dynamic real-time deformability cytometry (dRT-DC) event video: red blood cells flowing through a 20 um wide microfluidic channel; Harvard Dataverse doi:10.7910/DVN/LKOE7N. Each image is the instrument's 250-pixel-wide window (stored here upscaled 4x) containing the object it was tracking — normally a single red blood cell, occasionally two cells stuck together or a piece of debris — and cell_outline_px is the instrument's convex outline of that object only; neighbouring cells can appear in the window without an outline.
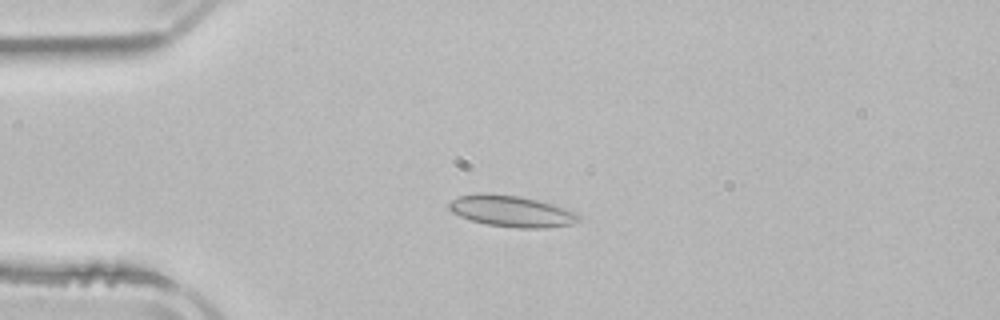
{"species": "common noctule bat (a hibernating species)", "species_latin": "Nyctalus noctula", "temperature_condition": "room temperature", "stored_images_in_passage": 3, "camera_frame_rate_fps": 3000, "um_per_image_px": 0.085, "animal": {"sex": "male", "body_mass_g": 21.5, "forearm_length_mm": 52.0}, "frame": {"image": 1, "passage_image": 3, "time_ms": 2.667, "image_size_px": [1000, 320], "cell_outline_px": [[580, 220], [572, 224], [548, 228], [516, 228], [488, 224], [472, 220], [460, 216], [452, 212], [448, 208], [448, 204], [452, 200], [460, 196], [476, 192], [484, 192], [520, 196], [552, 204], [576, 212], [580, 216]], "centroid_in_image_um": [43.47, 17.94], "position_along_channel_um": 41.5, "area_um2": 23.7}}